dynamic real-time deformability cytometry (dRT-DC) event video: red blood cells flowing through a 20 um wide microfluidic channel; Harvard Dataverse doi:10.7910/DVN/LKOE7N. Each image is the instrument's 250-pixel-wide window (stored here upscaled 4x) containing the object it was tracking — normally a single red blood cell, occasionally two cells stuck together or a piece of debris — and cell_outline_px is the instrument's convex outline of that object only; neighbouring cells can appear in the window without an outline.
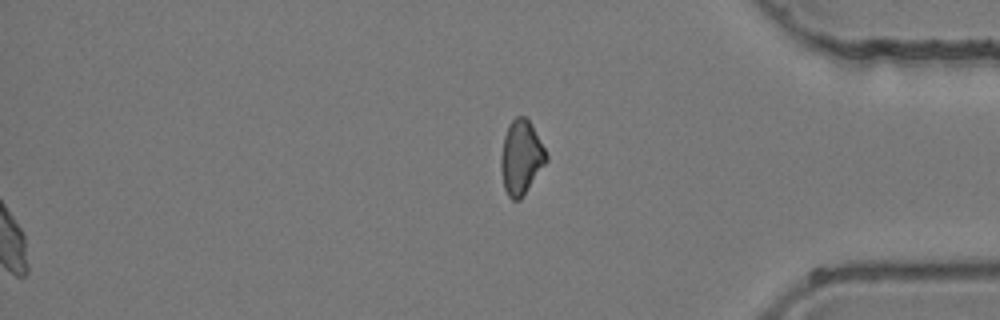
{"species": "common noctule bat (a hibernating species)", "species_latin": "Nyctalus noctula", "temperature_condition": "room temperature", "stored_images_in_passage": 40, "segment_of_instrument_passage": [2, 2], "camera_frame_rate_fps": 3000, "um_per_image_px": 0.085, "animal": {"sex": "female", "body_mass_g": 24.6, "forearm_length_mm": 56.2}, "frame": {"image": 1, "passage_image": 40, "time_ms": 13.0, "image_size_px": [1000, 320], "cell_outline_px": [[548, 160], [520, 200], [512, 200], [508, 196], [504, 188], [500, 168], [500, 156], [504, 136], [508, 124], [516, 116], [524, 116], [532, 124], [548, 156]], "centroid_in_image_um": [44.28, 13.37], "position_along_channel_um": 390.9, "area_um2": 19.65}}